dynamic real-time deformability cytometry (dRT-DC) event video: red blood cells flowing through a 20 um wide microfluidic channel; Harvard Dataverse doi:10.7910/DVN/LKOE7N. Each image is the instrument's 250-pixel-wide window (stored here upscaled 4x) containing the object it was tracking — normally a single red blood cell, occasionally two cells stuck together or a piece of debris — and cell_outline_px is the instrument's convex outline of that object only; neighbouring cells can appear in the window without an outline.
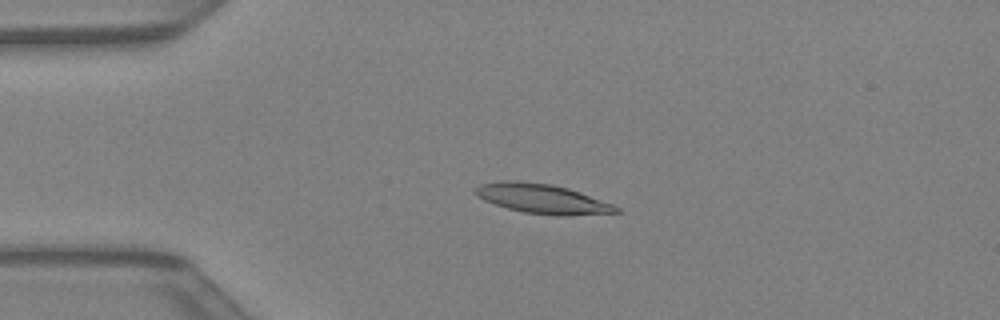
{"species": "Egyptian fruit bat (a non-hibernating species)", "species_latin": "Rousettus aegyptiacus", "temperature_condition": "warm", "stored_images_in_passage": 42, "camera_frame_rate_fps": 3000, "um_per_image_px": 0.085, "animal": {"sex": "female"}, "frame": {"image": 1, "passage_image": 10, "time_ms": 3.0, "image_size_px": [1000, 320], "cell_outline_px": [[620, 212], [560, 216], [524, 212], [508, 208], [484, 200], [476, 192], [476, 188], [480, 184], [504, 180], [516, 180], [552, 184], [568, 188], [580, 192], [612, 204], [620, 208]], "centroid_in_image_um": [46.12, 16.88], "position_along_channel_um": 38.9, "area_um2": 23.87}}
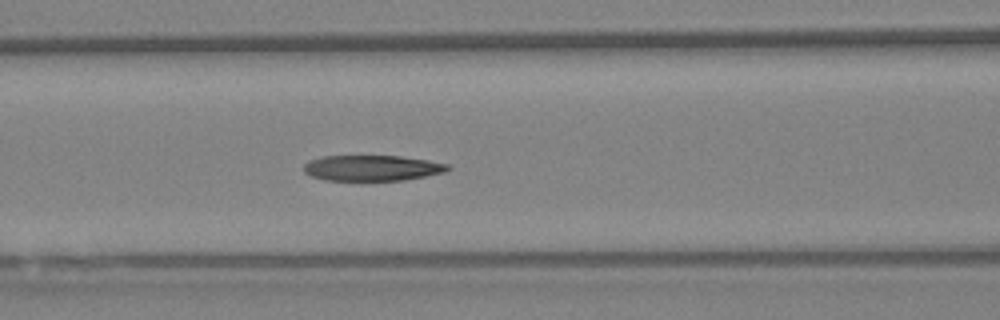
{"frame": {"image": 2, "passage_image": 18, "time_ms": 5.667, "image_size_px": [1000, 320], "cell_outline_px": [[452, 168], [444, 172], [404, 180], [324, 180], [312, 176], [304, 172], [304, 164], [308, 160], [320, 156], [400, 156], [428, 160], [448, 164]], "centroid_in_image_um": [31.61, 14.27], "position_along_channel_um": 135.0, "area_um2": 21.5}}
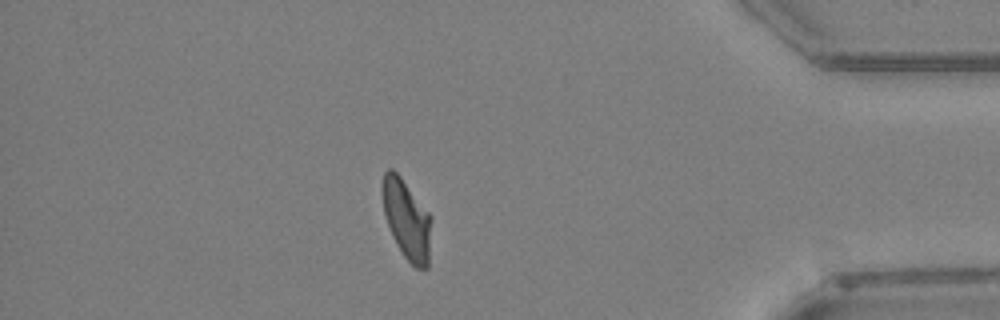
{"frame": {"image": 3, "passage_image": 37, "time_ms": 12.0, "image_size_px": [1000, 320], "cell_outline_px": [[432, 220], [428, 268], [416, 268], [404, 256], [396, 244], [388, 224], [384, 212], [380, 188], [380, 184], [384, 172], [388, 168], [392, 168], [400, 176], [432, 216]], "centroid_in_image_um": [34.56, 18.62], "position_along_channel_um": 400.6, "area_um2": 22.89}}